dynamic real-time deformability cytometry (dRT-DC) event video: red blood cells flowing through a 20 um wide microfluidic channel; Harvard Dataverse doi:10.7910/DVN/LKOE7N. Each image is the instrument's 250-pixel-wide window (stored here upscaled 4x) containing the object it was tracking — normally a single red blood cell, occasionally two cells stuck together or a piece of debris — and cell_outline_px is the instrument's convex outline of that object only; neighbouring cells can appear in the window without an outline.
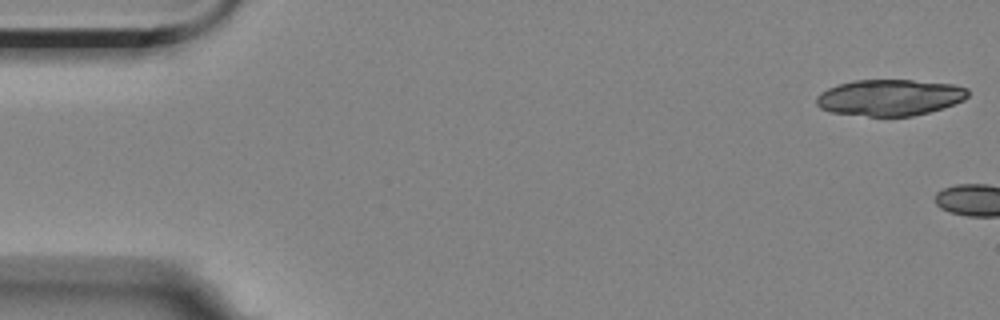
{"species": "Egyptian fruit bat (a non-hibernating species)", "species_latin": "Rousettus aegyptiacus", "temperature_condition": "room temperature", "stored_images_in_passage": 4, "camera_frame_rate_fps": 3000, "um_per_image_px": 0.085, "animal": {"sex": "female"}, "frame": {"image": 1, "passage_image": 1, "time_ms": 0.0, "image_size_px": [1000, 320], "cell_outline_px": [[968, 96], [964, 100], [928, 112], [912, 116], [868, 116], [828, 112], [820, 108], [816, 104], [816, 96], [820, 92], [828, 88], [852, 80], [912, 80], [956, 84], [968, 88]], "centroid_in_image_um": [75.61, 8.28], "position_along_channel_um": 9.4, "area_um2": 32.14}}